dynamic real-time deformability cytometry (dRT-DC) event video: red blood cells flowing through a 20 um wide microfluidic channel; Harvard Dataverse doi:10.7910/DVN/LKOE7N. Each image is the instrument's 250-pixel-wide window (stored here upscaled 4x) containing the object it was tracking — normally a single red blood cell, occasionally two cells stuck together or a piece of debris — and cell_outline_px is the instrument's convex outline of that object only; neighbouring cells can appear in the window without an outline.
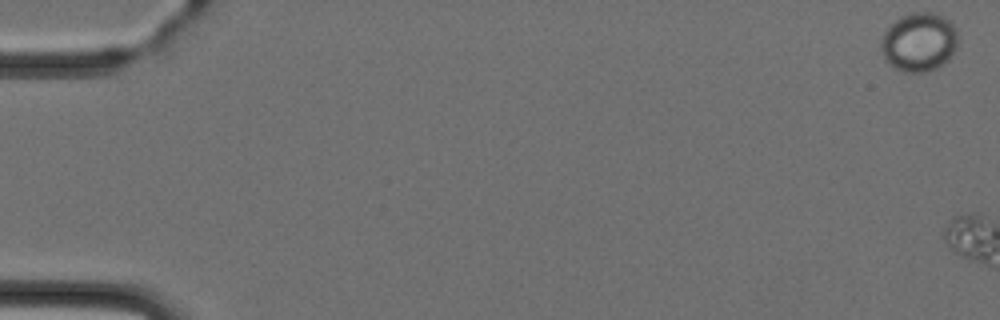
{"species": "Egyptian fruit bat (a non-hibernating species)", "species_latin": "Rousettus aegyptiacus", "temperature_condition": "cold", "stored_images_in_passage": 6, "camera_frame_rate_fps": 3000, "um_per_image_px": 0.085, "animal": {"sex": "female"}, "frame": {"image": 1, "passage_image": 1, "time_ms": 0.0, "image_size_px": [1000, 320], "cell_outline_px": [[956, 48], [948, 60], [944, 64], [936, 68], [924, 72], [904, 72], [888, 64], [884, 60], [880, 52], [880, 44], [884, 32], [900, 16], [908, 12], [932, 12], [948, 20], [956, 28]], "centroid_in_image_um": [78.08, 3.58], "position_along_channel_um": 6.9, "area_um2": 26.47}}
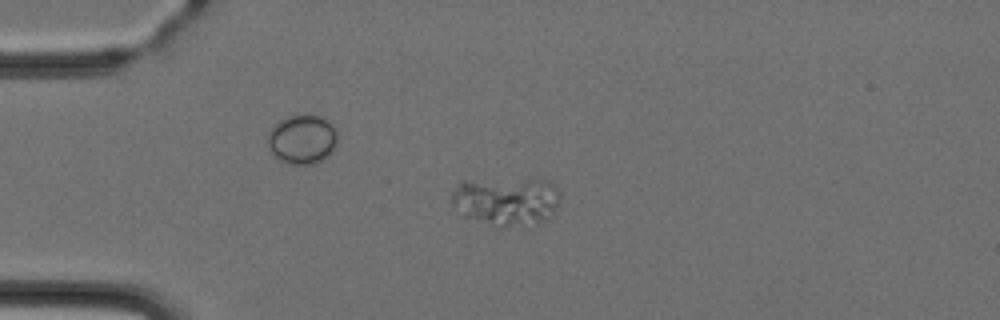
{"frame": {"image": 2, "passage_image": 5, "time_ms": 5.0, "image_size_px": [1000, 320], "cell_outline_px": [[560, 196], [556, 208], [544, 220], [500, 228], [496, 228], [464, 216], [452, 204], [452, 192], [456, 184], [460, 180], [544, 180], [552, 184], [560, 192]], "centroid_in_image_um": [42.96, 17.09], "position_along_channel_um": 42.0, "area_um2": 30.4}}